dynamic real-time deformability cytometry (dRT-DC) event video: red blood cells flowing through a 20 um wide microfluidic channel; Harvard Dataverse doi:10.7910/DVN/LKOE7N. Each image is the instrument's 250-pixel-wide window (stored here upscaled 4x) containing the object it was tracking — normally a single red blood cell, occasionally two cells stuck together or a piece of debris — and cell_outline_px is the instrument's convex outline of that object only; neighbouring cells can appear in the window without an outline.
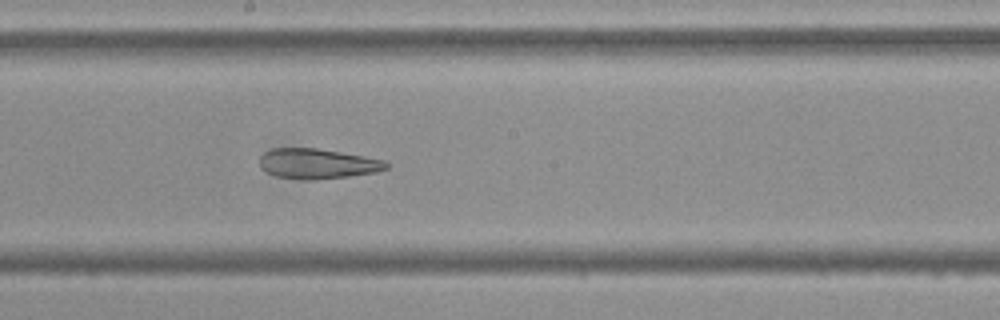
{"species": "Egyptian fruit bat (a non-hibernating species)", "species_latin": "Rousettus aegyptiacus", "temperature_condition": "cold", "stored_images_in_passage": 44, "camera_frame_rate_fps": 3000, "um_per_image_px": 0.085, "frame": {"image": 1, "passage_image": 19, "time_ms": 6.0, "image_size_px": [1000, 320], "cell_outline_px": [[388, 168], [376, 172], [348, 176], [276, 176], [260, 168], [260, 156], [264, 152], [272, 148], [316, 148], [364, 156], [384, 160], [388, 164]], "centroid_in_image_um": [26.99, 13.85], "position_along_channel_um": 221.2, "area_um2": 20.98}}
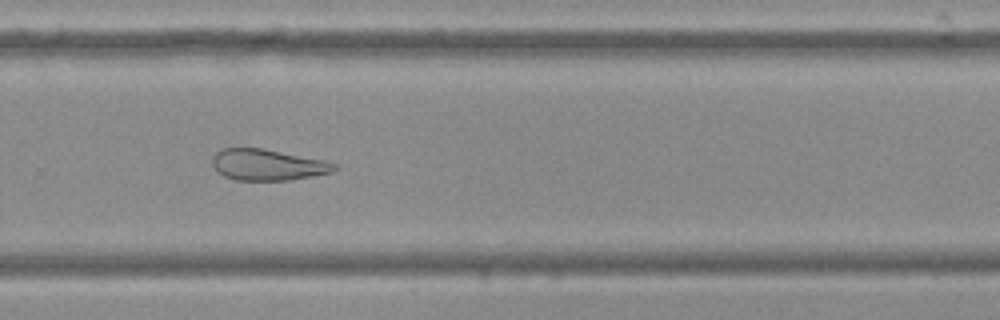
{"frame": {"image": 2, "passage_image": 26, "time_ms": 8.333, "image_size_px": [1000, 320], "cell_outline_px": [[336, 168], [332, 172], [312, 176], [288, 180], [236, 180], [224, 176], [212, 164], [212, 156], [216, 152], [224, 148], [260, 148], [324, 160], [336, 164]], "centroid_in_image_um": [22.73, 14.01], "position_along_channel_um": 307.1, "area_um2": 21.85}}
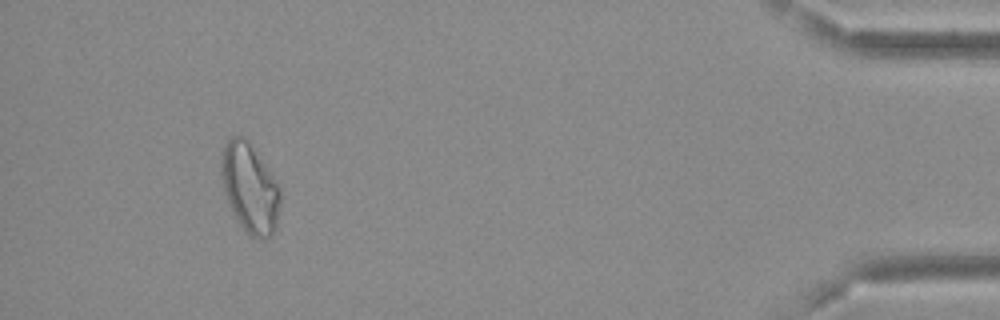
{"frame": {"image": 3, "passage_image": 40, "time_ms": 13.0, "image_size_px": [1000, 320], "cell_outline_px": [[280, 208], [276, 228], [264, 240], [256, 240], [244, 232], [236, 220], [232, 212], [224, 192], [220, 172], [220, 152], [228, 140], [232, 136], [244, 136], [248, 140], [276, 180], [280, 192]], "centroid_in_image_um": [21.21, 16.01], "position_along_channel_um": 414.0, "area_um2": 31.21}, "authors_computed_cell_mechanics": {"area_um2": 25.3164, "velocity_mm_per_s": 3.6924, "shape_relaxation_time_tau1_ms": null, "shape_relaxation_time_tau2_ms": 4.2505, "deformation_change_tau1": null, "deformation_change_tau2": 0.13}}